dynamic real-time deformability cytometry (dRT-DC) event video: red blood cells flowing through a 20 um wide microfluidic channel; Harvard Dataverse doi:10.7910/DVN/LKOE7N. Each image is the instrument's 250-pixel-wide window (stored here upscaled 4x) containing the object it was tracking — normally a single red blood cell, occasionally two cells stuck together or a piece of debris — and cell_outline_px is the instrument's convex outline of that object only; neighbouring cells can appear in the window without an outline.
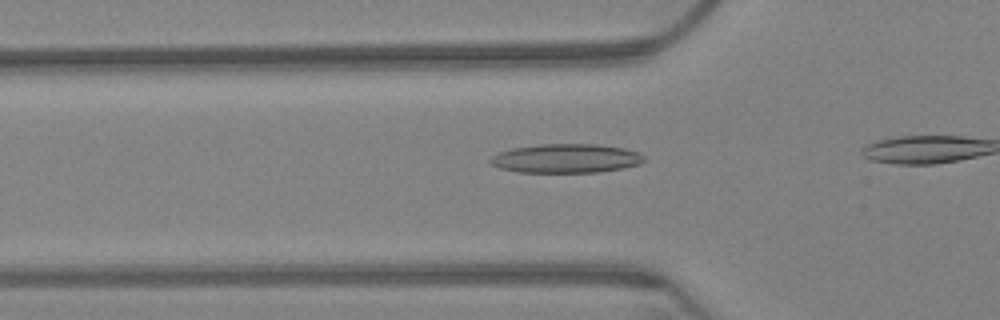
{"species": "Egyptian fruit bat (a non-hibernating species)", "species_latin": "Rousettus aegyptiacus", "temperature_condition": "warm", "stored_images_in_passage": 29, "camera_frame_rate_fps": 3000, "um_per_image_px": 0.085, "animal": {"sex": "female"}, "frame": {"image": 1, "passage_image": 7, "time_ms": 2.0, "image_size_px": [1000, 320], "cell_outline_px": [[644, 160], [640, 164], [624, 168], [600, 172], [516, 172], [500, 168], [492, 164], [488, 160], [492, 156], [500, 152], [512, 148], [540, 144], [596, 144], [624, 148], [640, 152], [644, 156]], "centroid_in_image_um": [48.14, 13.46], "position_along_channel_um": 77.7, "area_um2": 26.07}}
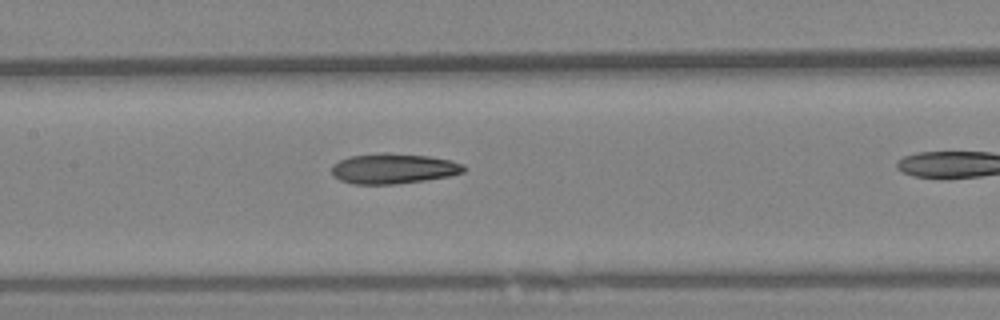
{"frame": {"image": 2, "passage_image": 16, "time_ms": 5.0, "image_size_px": [1000, 320], "cell_outline_px": [[468, 168], [464, 172], [448, 176], [424, 180], [396, 184], [352, 184], [340, 180], [332, 176], [332, 164], [348, 156], [428, 156], [452, 160], [464, 164]], "centroid_in_image_um": [33.47, 14.38], "position_along_channel_um": 173.9, "area_um2": 22.37}}
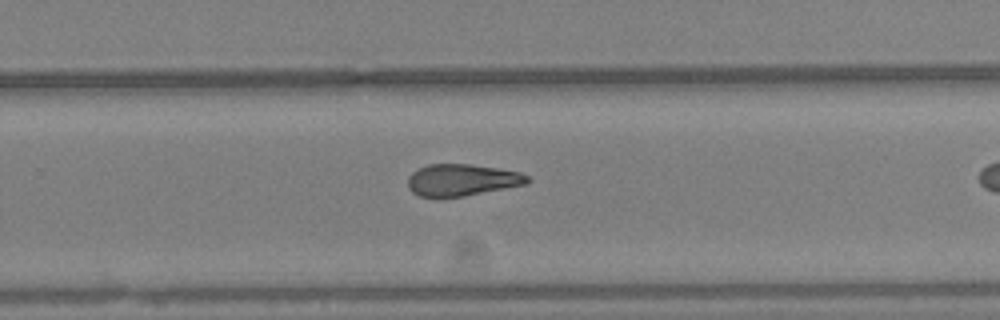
{"frame": {"image": 3, "passage_image": 27, "time_ms": 8.667, "image_size_px": [1000, 320], "cell_outline_px": [[532, 180], [524, 184], [464, 196], [420, 196], [412, 192], [408, 188], [408, 176], [412, 172], [428, 164], [468, 164], [496, 168], [520, 172], [528, 176]], "centroid_in_image_um": [39.25, 15.29], "position_along_channel_um": 290.6, "area_um2": 21.79}}